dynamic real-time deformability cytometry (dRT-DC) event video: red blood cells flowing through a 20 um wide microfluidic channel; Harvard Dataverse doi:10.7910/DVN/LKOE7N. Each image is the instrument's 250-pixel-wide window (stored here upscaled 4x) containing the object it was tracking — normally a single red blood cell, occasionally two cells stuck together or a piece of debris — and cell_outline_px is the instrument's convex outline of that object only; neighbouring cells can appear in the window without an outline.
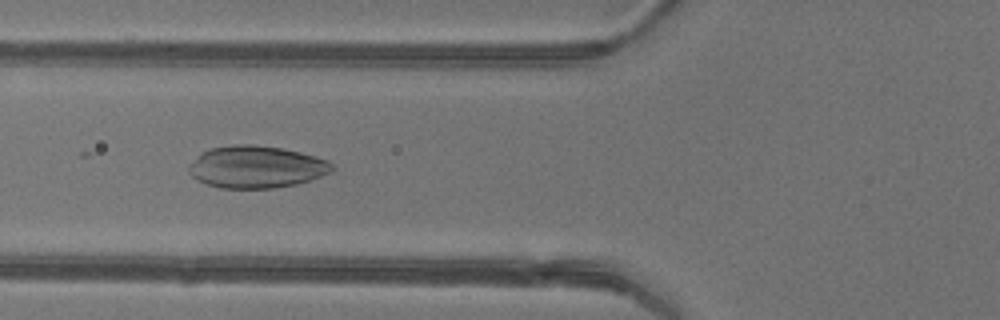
{"species": "common noctule bat (a hibernating species)", "species_latin": "Nyctalus noctula", "temperature_condition": "warm", "stored_images_in_passage": 48, "camera_frame_rate_fps": 3000, "um_per_image_px": 0.085, "animal": {"sex": "female"}, "frame": {"image": 1, "passage_image": 19, "time_ms": 6.0, "image_size_px": [1000, 320], "cell_outline_px": [[336, 168], [332, 172], [296, 184], [276, 188], [220, 188], [208, 184], [192, 176], [188, 172], [188, 168], [204, 152], [212, 148], [236, 144], [252, 144], [280, 148], [300, 152], [328, 160]], "centroid_in_image_um": [21.84, 14.19], "position_along_channel_um": 104.0, "area_um2": 34.74}}
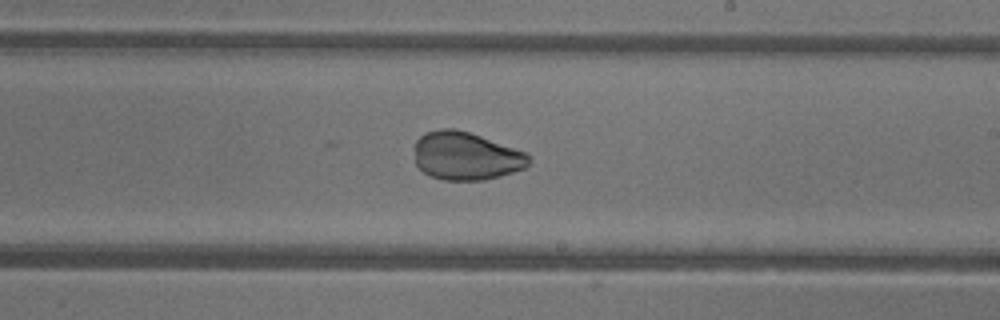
{"frame": {"image": 2, "passage_image": 29, "time_ms": 9.333, "image_size_px": [1000, 320], "cell_outline_px": [[528, 164], [524, 168], [500, 176], [484, 180], [444, 180], [432, 176], [424, 172], [416, 164], [416, 140], [424, 132], [440, 128], [456, 128], [528, 152]], "centroid_in_image_um": [39.61, 13.25], "position_along_channel_um": 249.4, "area_um2": 31.91}}
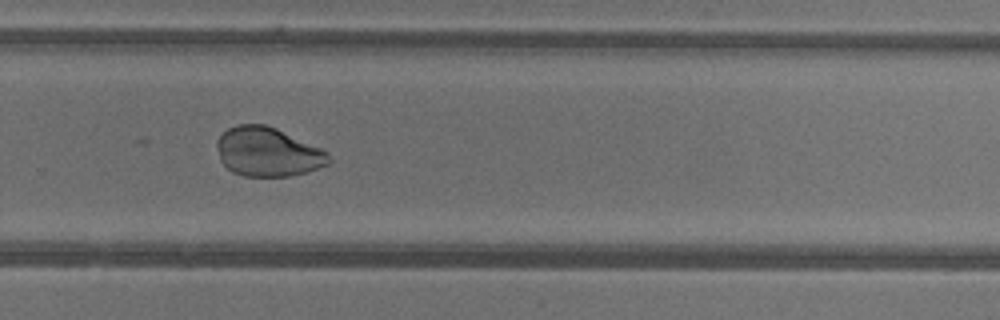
{"frame": {"image": 3, "passage_image": 33, "time_ms": 10.667, "image_size_px": [1000, 320], "cell_outline_px": [[332, 160], [328, 164], [304, 172], [288, 176], [244, 176], [232, 172], [220, 160], [216, 148], [216, 140], [228, 128], [236, 124], [264, 124], [276, 128], [320, 148], [328, 152]], "centroid_in_image_um": [22.73, 12.9], "position_along_channel_um": 307.1, "area_um2": 31.85}}